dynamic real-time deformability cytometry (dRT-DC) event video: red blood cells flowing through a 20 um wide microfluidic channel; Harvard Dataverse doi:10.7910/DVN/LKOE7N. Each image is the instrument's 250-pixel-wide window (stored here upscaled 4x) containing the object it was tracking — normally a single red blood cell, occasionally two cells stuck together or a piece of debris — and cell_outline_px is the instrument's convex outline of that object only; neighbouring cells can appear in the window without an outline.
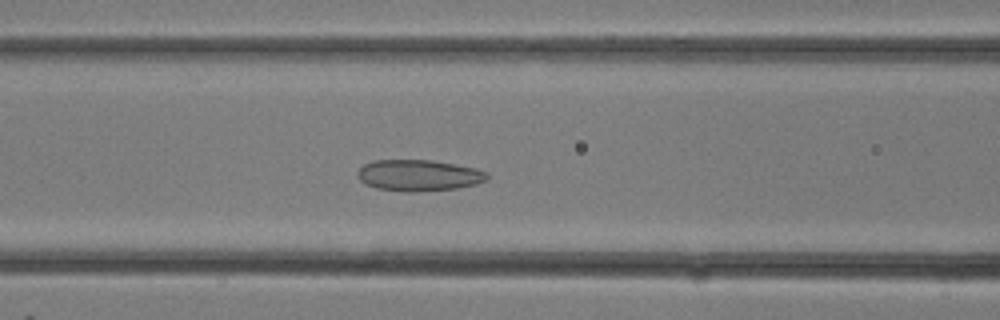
{"species": "common noctule bat (a hibernating species)", "species_latin": "Nyctalus noctula", "temperature_condition": "room temperature", "stored_images_in_passage": 13, "camera_frame_rate_fps": 3000, "um_per_image_px": 0.085, "animal": {"sex": "female"}, "frame": {"image": 1, "passage_image": 11, "time_ms": 3.333, "image_size_px": [1000, 320], "cell_outline_px": [[488, 180], [476, 184], [460, 188], [416, 192], [408, 192], [376, 188], [364, 184], [356, 176], [356, 172], [364, 164], [372, 160], [432, 160], [476, 168], [488, 172]], "centroid_in_image_um": [35.59, 14.91], "position_along_channel_um": 131.0, "area_um2": 23.93}}
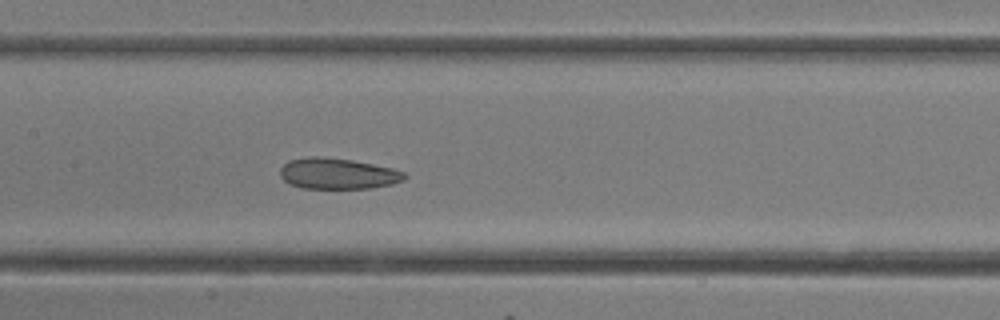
{"frame": {"image": 2, "passage_image": 13, "time_ms": 4.0, "image_size_px": [1000, 320], "cell_outline_px": [[408, 176], [404, 180], [392, 184], [372, 188], [300, 188], [288, 184], [280, 176], [280, 168], [288, 160], [308, 156], [324, 156], [352, 160], [392, 168], [404, 172]], "centroid_in_image_um": [28.68, 14.75], "position_along_channel_um": 178.7, "area_um2": 22.66}}